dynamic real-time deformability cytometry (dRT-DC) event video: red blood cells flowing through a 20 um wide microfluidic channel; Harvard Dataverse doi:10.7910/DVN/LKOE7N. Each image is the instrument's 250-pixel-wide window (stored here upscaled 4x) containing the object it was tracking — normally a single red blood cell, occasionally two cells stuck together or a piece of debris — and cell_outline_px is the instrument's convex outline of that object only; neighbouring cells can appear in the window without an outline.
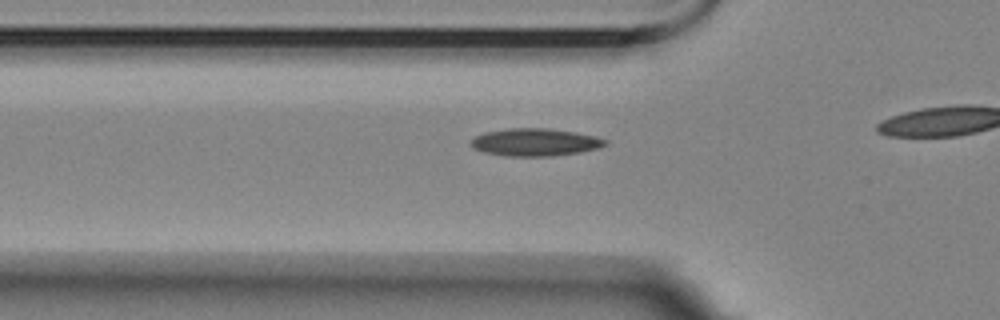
{"species": "Egyptian fruit bat (a non-hibernating species)", "species_latin": "Rousettus aegyptiacus", "temperature_condition": "room temperature", "stored_images_in_passage": 13, "camera_frame_rate_fps": 3000, "um_per_image_px": 0.085, "animal": {"sex": "female"}, "frame": {"image": 1, "passage_image": 7, "time_ms": 2.0, "image_size_px": [1000, 320], "cell_outline_px": [[608, 144], [600, 148], [580, 152], [552, 156], [504, 156], [484, 152], [472, 148], [468, 144], [476, 136], [484, 132], [508, 128], [548, 128], [576, 132], [596, 136], [608, 140]], "centroid_in_image_um": [45.5, 12.09], "position_along_channel_um": 80.3, "area_um2": 21.85}}
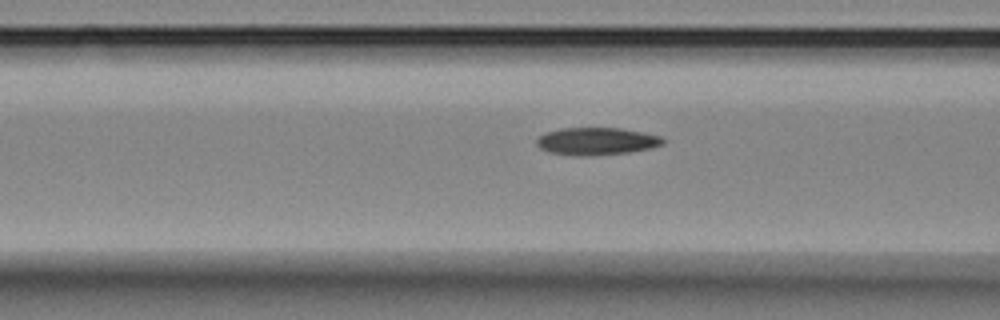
{"frame": {"image": 2, "passage_image": 10, "time_ms": 3.0, "image_size_px": [1000, 320], "cell_outline_px": [[668, 140], [664, 144], [652, 148], [628, 152], [592, 156], [576, 156], [548, 152], [540, 148], [536, 144], [536, 140], [544, 132], [560, 128], [620, 128], [644, 132], [660, 136]], "centroid_in_image_um": [50.72, 12.01], "position_along_channel_um": 115.9, "area_um2": 20.52}}